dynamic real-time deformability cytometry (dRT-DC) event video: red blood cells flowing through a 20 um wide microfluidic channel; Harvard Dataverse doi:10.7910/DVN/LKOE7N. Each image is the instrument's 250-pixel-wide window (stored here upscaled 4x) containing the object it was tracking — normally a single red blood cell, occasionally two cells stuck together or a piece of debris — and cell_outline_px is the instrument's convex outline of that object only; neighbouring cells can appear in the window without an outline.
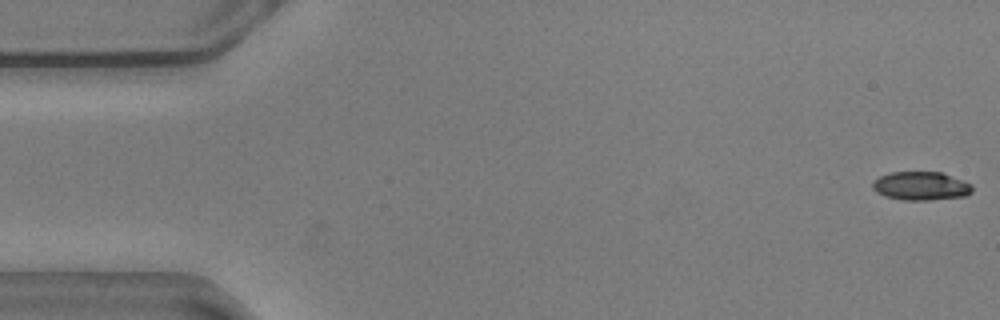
{"species": "common noctule bat (a hibernating species)", "species_latin": "Nyctalus noctula", "temperature_condition": "warm", "stored_images_in_passage": 56, "camera_frame_rate_fps": 3000, "um_per_image_px": 0.085, "animal": {"sex": "male", "body_mass_g": 20.5, "forearm_length_mm": 52.5}, "frame": {"image": 1, "passage_image": 1, "time_ms": 0.0, "image_size_px": [1000, 320], "cell_outline_px": [[972, 192], [964, 196], [928, 200], [900, 200], [884, 196], [876, 192], [872, 188], [872, 180], [880, 176], [892, 172], [940, 172], [972, 184]], "centroid_in_image_um": [78.23, 15.81], "position_along_channel_um": 6.8, "area_um2": 16.59}}
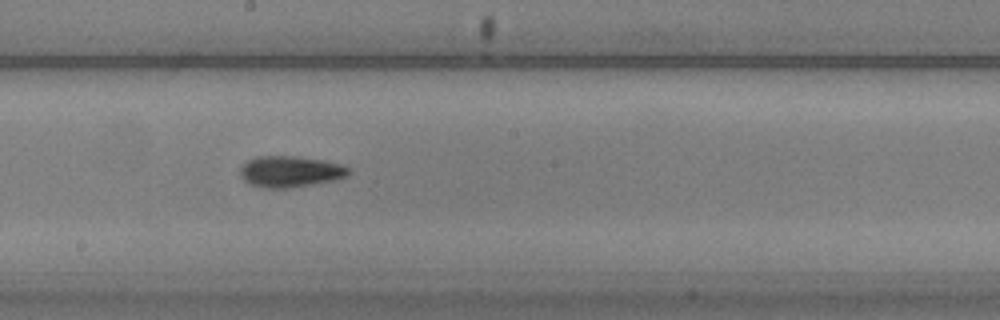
{"frame": {"image": 2, "passage_image": 30, "time_ms": 9.667, "image_size_px": [1000, 320], "cell_outline_px": [[352, 172], [348, 176], [336, 180], [288, 188], [264, 188], [252, 184], [244, 180], [240, 176], [240, 168], [248, 160], [256, 156], [296, 156], [324, 160], [344, 164], [352, 168]], "centroid_in_image_um": [24.74, 14.57], "position_along_channel_um": 223.5, "area_um2": 20.0}}
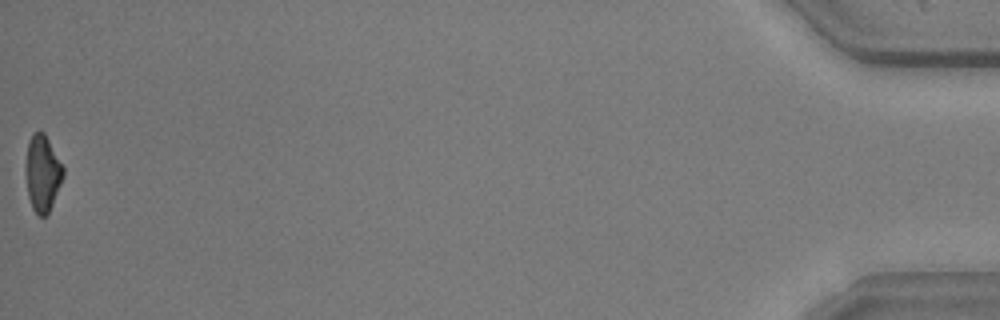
{"frame": {"image": 3, "passage_image": 56, "time_ms": 18.333, "image_size_px": [1000, 320], "cell_outline_px": [[64, 176], [52, 204], [48, 212], [44, 216], [40, 216], [32, 208], [28, 196], [24, 168], [28, 140], [32, 132], [44, 132], [64, 168]], "centroid_in_image_um": [3.58, 14.69], "position_along_channel_um": 431.6, "area_um2": 16.76}, "authors_computed_cell_mechanics": {"area_um2": 17.8313, "velocity_mm_per_s": 3.6202, "shape_relaxation_time_tau1_ms": 3.5661, "shape_relaxation_time_tau2_ms": 4.7978, "deformation_change_tau1": 0.1427, "deformation_change_tau2": 0.1319}}